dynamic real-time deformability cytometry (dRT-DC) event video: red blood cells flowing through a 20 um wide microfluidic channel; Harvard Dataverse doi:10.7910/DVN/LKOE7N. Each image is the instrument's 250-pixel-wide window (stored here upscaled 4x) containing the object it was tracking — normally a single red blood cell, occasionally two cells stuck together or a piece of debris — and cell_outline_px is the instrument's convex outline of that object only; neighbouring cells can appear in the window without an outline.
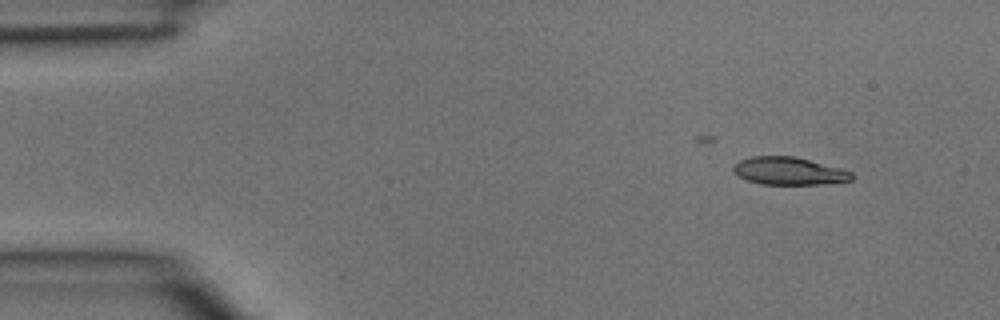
{"species": "common noctule bat (a hibernating species)", "species_latin": "Nyctalus noctula", "temperature_condition": "room temperature", "stored_images_in_passage": 3, "camera_frame_rate_fps": 3000, "um_per_image_px": 0.085, "animal": {"sex": "male", "body_mass_g": 15.6}, "frame": {"image": 1, "passage_image": 1, "time_ms": 0.0, "image_size_px": [1000, 320], "cell_outline_px": [[856, 176], [852, 180], [824, 184], [760, 184], [748, 180], [732, 172], [732, 168], [740, 160], [752, 156], [796, 156], [840, 168], [852, 172]], "centroid_in_image_um": [67.09, 14.53], "position_along_channel_um": 17.9, "area_um2": 19.13}}
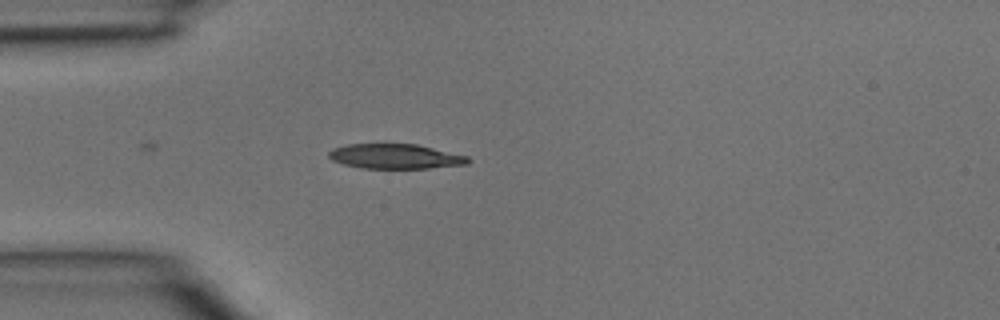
{"frame": {"image": 2, "passage_image": 3, "time_ms": 0.667, "image_size_px": [1000, 320], "cell_outline_px": [[472, 160], [468, 164], [428, 168], [360, 168], [344, 164], [332, 160], [328, 156], [328, 152], [332, 148], [348, 144], [416, 144], [468, 156]], "centroid_in_image_um": [33.6, 13.29], "position_along_channel_um": 51.4, "area_um2": 20.11}}